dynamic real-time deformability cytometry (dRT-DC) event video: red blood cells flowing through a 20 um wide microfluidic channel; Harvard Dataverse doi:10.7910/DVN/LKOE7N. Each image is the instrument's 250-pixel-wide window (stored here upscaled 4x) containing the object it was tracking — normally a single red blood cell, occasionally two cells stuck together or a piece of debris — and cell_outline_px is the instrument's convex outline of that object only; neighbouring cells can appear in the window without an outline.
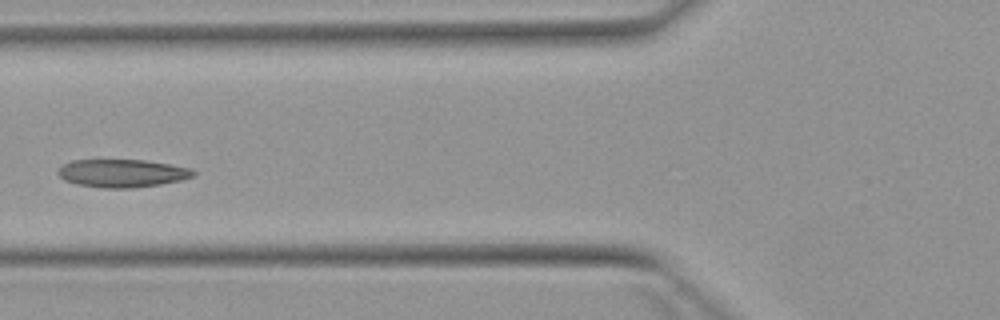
{"species": "Egyptian fruit bat (a non-hibernating species)", "species_latin": "Rousettus aegyptiacus", "temperature_condition": "warm", "stored_images_in_passage": 2, "camera_frame_rate_fps": 3000, "um_per_image_px": 0.085, "animal": {"sex": "female"}, "frame": {"image": 1, "passage_image": 2, "time_ms": 1.0, "image_size_px": [1000, 320], "cell_outline_px": [[196, 176], [180, 180], [160, 184], [132, 188], [104, 188], [76, 184], [64, 180], [56, 172], [64, 164], [72, 160], [144, 160], [192, 168], [196, 172]], "centroid_in_image_um": [10.4, 14.73], "position_along_channel_um": 115.4, "area_um2": 22.02}}